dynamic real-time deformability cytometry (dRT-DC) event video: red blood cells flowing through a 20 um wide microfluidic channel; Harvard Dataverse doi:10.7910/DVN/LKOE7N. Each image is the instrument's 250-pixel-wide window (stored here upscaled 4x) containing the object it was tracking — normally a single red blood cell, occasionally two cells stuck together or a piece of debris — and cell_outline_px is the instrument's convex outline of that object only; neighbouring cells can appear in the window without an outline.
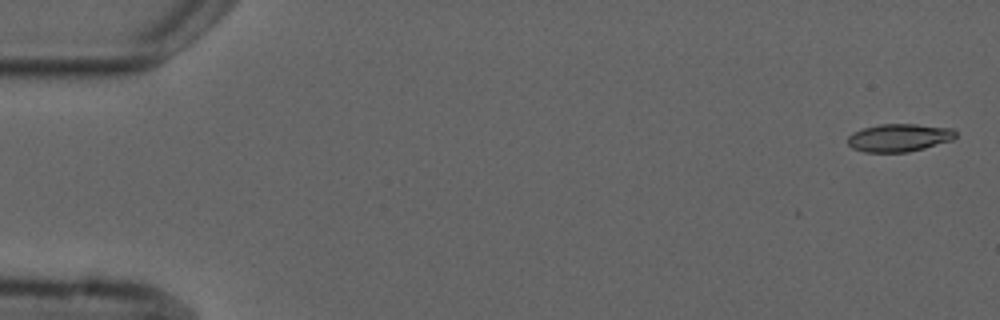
{"species": "common noctule bat (a hibernating species)", "species_latin": "Nyctalus noctula", "temperature_condition": "cold", "stored_images_in_passage": 4, "camera_frame_rate_fps": 3000, "um_per_image_px": 0.085, "animal": {"sex": "male", "forearm_length_mm": 52.5}, "frame": {"image": 1, "passage_image": 1, "time_ms": 0.0, "image_size_px": [1000, 320], "cell_outline_px": [[956, 136], [952, 140], [924, 148], [908, 152], [864, 152], [852, 148], [848, 144], [848, 136], [852, 132], [864, 128], [880, 124], [916, 124], [952, 128], [956, 132]], "centroid_in_image_um": [76.41, 11.7], "position_along_channel_um": 8.6, "area_um2": 17.51}}
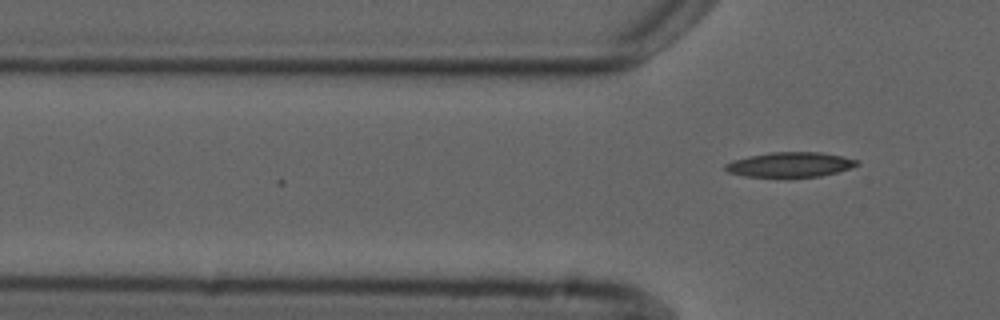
{"frame": {"image": 2, "passage_image": 4, "time_ms": 5.0, "image_size_px": [1000, 320], "cell_outline_px": [[860, 164], [852, 168], [820, 176], [788, 180], [744, 176], [728, 172], [724, 168], [724, 164], [732, 160], [748, 156], [772, 152], [820, 152], [860, 160]], "centroid_in_image_um": [67.14, 14.04], "position_along_channel_um": 58.7, "area_um2": 20.0}}